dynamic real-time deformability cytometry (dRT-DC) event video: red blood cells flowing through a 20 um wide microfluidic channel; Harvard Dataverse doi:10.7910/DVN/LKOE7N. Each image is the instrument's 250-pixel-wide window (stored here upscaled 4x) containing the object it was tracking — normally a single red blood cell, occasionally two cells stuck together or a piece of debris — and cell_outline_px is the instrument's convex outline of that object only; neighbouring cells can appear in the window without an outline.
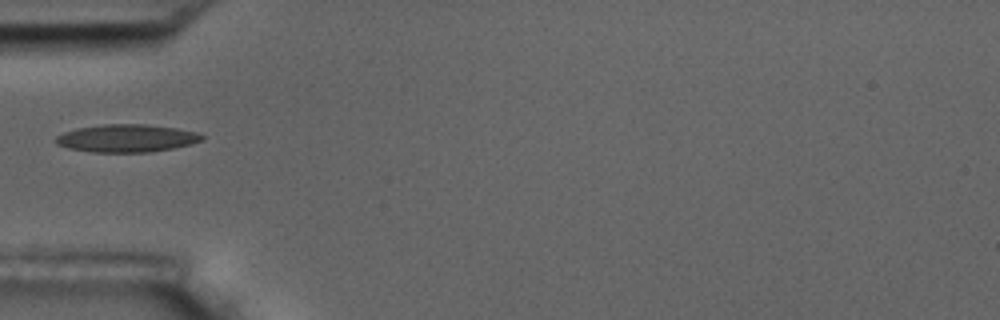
{"species": "common noctule bat (a hibernating species)", "species_latin": "Nyctalus noctula", "temperature_condition": "room temperature", "stored_images_in_passage": 7, "camera_frame_rate_fps": 3000, "um_per_image_px": 0.085, "animal": {"sex": "male", "body_mass_g": 17.5, "forearm_length_mm": 52.3}, "frame": {"image": 1, "passage_image": 1, "time_ms": 0.0, "image_size_px": [1000, 320], "cell_outline_px": [[204, 140], [192, 144], [172, 148], [148, 152], [92, 152], [68, 148], [56, 144], [56, 136], [64, 132], [76, 128], [104, 124], [148, 124], [176, 128], [196, 132], [204, 136]], "centroid_in_image_um": [10.77, 11.74], "position_along_channel_um": 74.2, "area_um2": 23.64}}
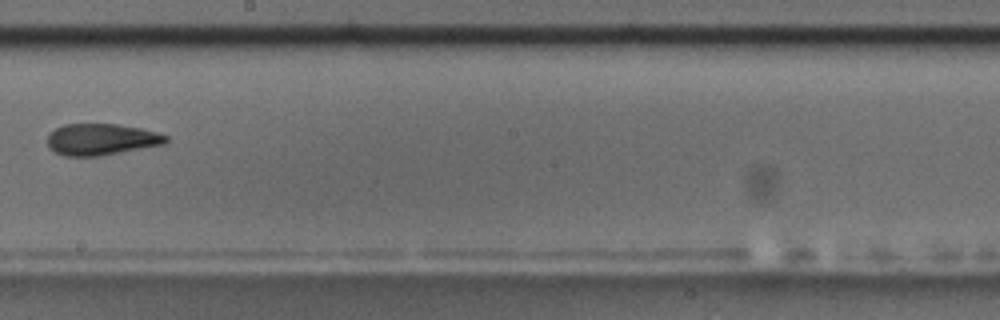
{"frame": {"image": 2, "passage_image": 5, "time_ms": 4.667, "image_size_px": [1000, 320], "cell_outline_px": [[168, 140], [164, 144], [100, 156], [64, 156], [52, 152], [48, 148], [48, 136], [56, 128], [64, 124], [120, 124], [140, 128], [156, 132], [168, 136]], "centroid_in_image_um": [8.59, 11.85], "position_along_channel_um": 239.6, "area_um2": 21.79}}
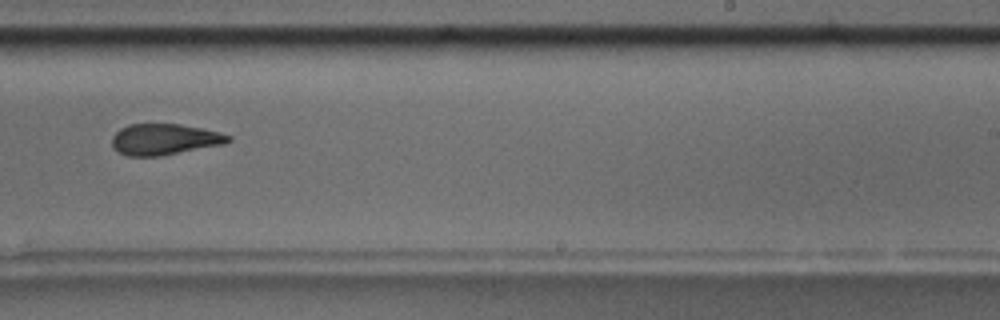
{"frame": {"image": 3, "passage_image": 6, "time_ms": 5.667, "image_size_px": [1000, 320], "cell_outline_px": [[232, 140], [224, 144], [160, 156], [128, 156], [112, 148], [112, 136], [120, 128], [128, 124], [180, 124], [200, 128], [232, 136]], "centroid_in_image_um": [13.95, 11.84], "position_along_channel_um": 275.1, "area_um2": 20.98}}